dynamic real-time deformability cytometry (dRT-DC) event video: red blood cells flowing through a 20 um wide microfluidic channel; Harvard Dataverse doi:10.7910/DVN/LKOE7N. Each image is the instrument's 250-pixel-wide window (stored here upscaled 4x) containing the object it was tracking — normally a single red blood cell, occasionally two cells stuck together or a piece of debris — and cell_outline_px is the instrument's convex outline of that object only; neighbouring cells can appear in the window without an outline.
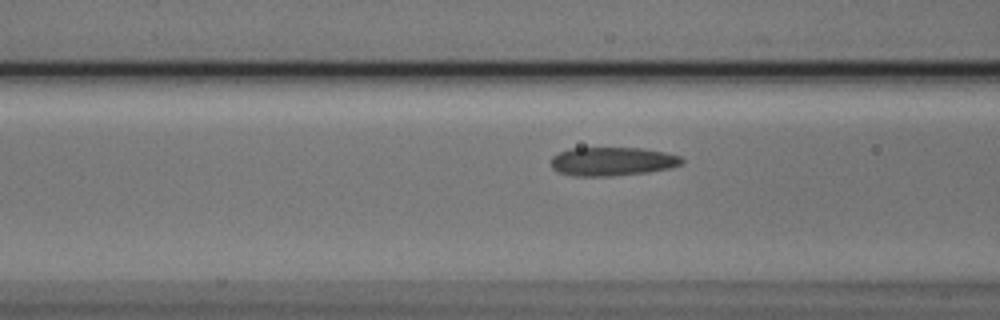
{"species": "Egyptian fruit bat (a non-hibernating species)", "species_latin": "Rousettus aegyptiacus", "temperature_condition": "cold", "stored_images_in_passage": 28, "camera_frame_rate_fps": 3000, "um_per_image_px": 0.085, "animal": {"sex": "male"}, "frame": {"image": 1, "passage_image": 6, "time_ms": 1.667, "image_size_px": [1000, 320], "cell_outline_px": [[684, 164], [672, 168], [648, 172], [608, 176], [576, 176], [556, 172], [552, 168], [552, 156], [568, 148], [644, 148], [664, 152], [680, 156], [684, 160]], "centroid_in_image_um": [52.07, 13.72], "position_along_channel_um": 114.5, "area_um2": 22.02}}
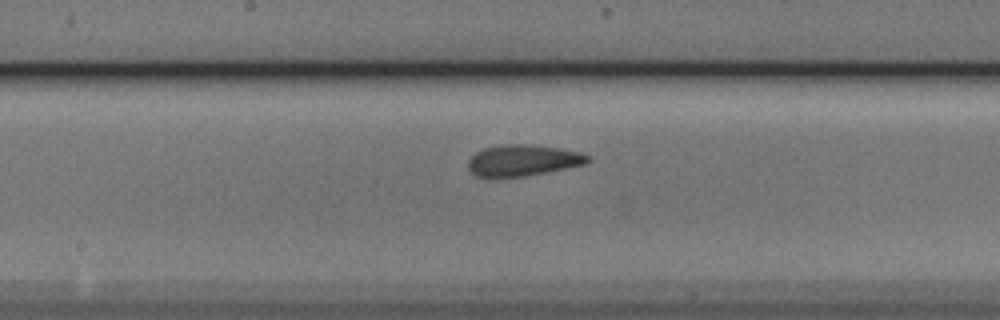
{"frame": {"image": 2, "passage_image": 13, "time_ms": 4.0, "image_size_px": [1000, 320], "cell_outline_px": [[592, 160], [588, 164], [524, 176], [476, 176], [468, 168], [468, 160], [476, 152], [484, 148], [500, 144], [532, 144], [560, 148], [580, 152], [592, 156]], "centroid_in_image_um": [44.51, 13.6], "position_along_channel_um": 203.7, "area_um2": 21.85}}
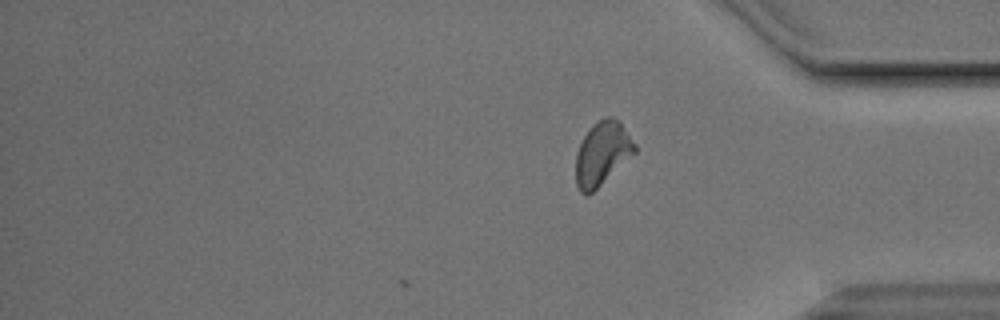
{"frame": {"image": 3, "passage_image": 28, "time_ms": 9.0, "image_size_px": [1000, 320], "cell_outline_px": [[636, 152], [592, 192], [580, 192], [576, 184], [576, 152], [584, 136], [592, 124], [608, 116], [616, 120], [620, 124], [636, 144]], "centroid_in_image_um": [51.17, 13.04], "position_along_channel_um": 384.0, "area_um2": 21.21}, "authors_computed_cell_mechanics": {"area_um2": 21.7906, "velocity_mm_per_s": 3.8135, "shape_relaxation_time_tau1_ms": 5.0509, "shape_relaxation_time_tau2_ms": 1.5659, "deformation_change_tau1": 0.1296, "deformation_change_tau2": 0.0893}}